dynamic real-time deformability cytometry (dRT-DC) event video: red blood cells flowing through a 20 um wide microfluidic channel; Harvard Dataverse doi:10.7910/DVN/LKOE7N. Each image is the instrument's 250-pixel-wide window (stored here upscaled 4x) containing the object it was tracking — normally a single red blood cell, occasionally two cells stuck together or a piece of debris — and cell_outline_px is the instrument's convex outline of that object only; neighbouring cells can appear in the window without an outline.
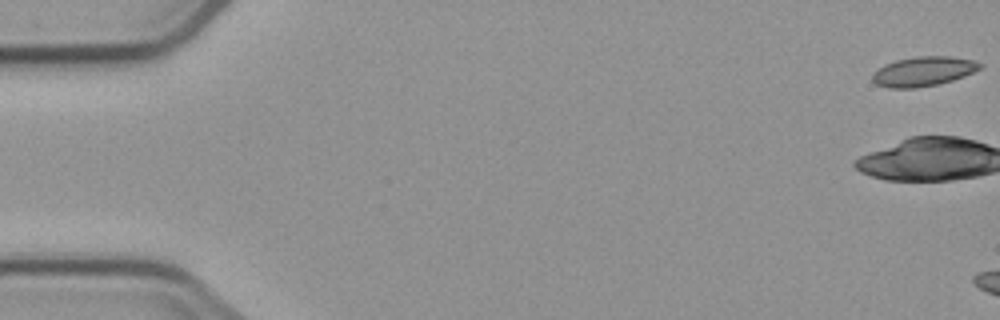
{"species": "common noctule bat (a hibernating species)", "species_latin": "Nyctalus noctula", "temperature_condition": "cold", "stored_images_in_passage": 6, "camera_frame_rate_fps": 3000, "um_per_image_px": 0.085, "animal": {"sex": "male", "body_mass_g": 23.1, "forearm_length_mm": 52.7}, "frame": {"image": 1, "passage_image": 1, "time_ms": 0.0, "image_size_px": [1000, 320], "cell_outline_px": [[984, 64], [980, 68], [964, 76], [940, 84], [916, 88], [888, 88], [876, 84], [872, 80], [872, 76], [884, 64], [896, 60], [916, 56], [948, 56], [972, 60]], "centroid_in_image_um": [78.48, 6.07], "position_along_channel_um": 6.5, "area_um2": 18.44}}
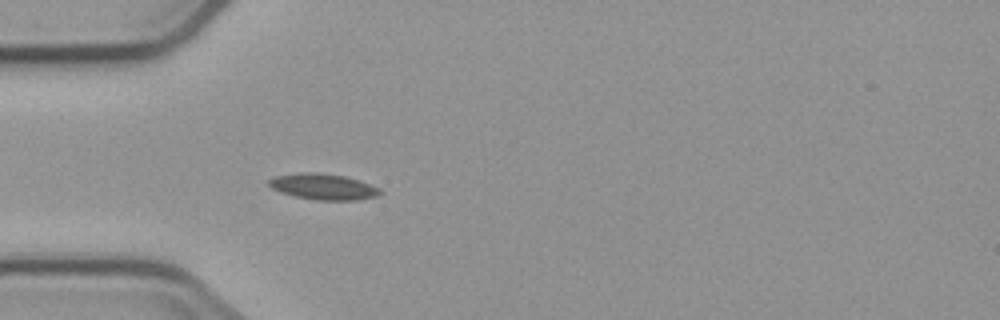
{"frame": {"image": 2, "passage_image": 6, "time_ms": 7.0, "image_size_px": [1000, 320], "cell_outline_px": [[380, 192], [376, 196], [356, 200], [316, 200], [296, 196], [280, 192], [272, 188], [268, 184], [268, 180], [276, 176], [300, 172], [316, 172], [344, 176], [380, 188]], "centroid_in_image_um": [27.43, 15.86], "position_along_channel_um": 57.6, "area_um2": 16.53}}